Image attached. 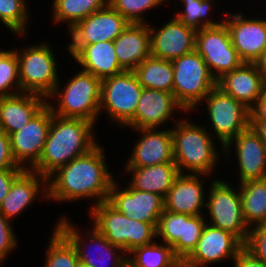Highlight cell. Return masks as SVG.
<instances>
[{
    "mask_svg": "<svg viewBox=\"0 0 266 267\" xmlns=\"http://www.w3.org/2000/svg\"><path fill=\"white\" fill-rule=\"evenodd\" d=\"M100 142L89 152L59 167L48 177V200L58 204L91 201L90 207L107 201L114 178ZM94 202V203H93Z\"/></svg>",
    "mask_w": 266,
    "mask_h": 267,
    "instance_id": "1",
    "label": "cell"
},
{
    "mask_svg": "<svg viewBox=\"0 0 266 267\" xmlns=\"http://www.w3.org/2000/svg\"><path fill=\"white\" fill-rule=\"evenodd\" d=\"M95 126L85 119L53 114L42 155L30 170L48 178L59 167L89 152L99 141Z\"/></svg>",
    "mask_w": 266,
    "mask_h": 267,
    "instance_id": "2",
    "label": "cell"
},
{
    "mask_svg": "<svg viewBox=\"0 0 266 267\" xmlns=\"http://www.w3.org/2000/svg\"><path fill=\"white\" fill-rule=\"evenodd\" d=\"M179 117L173 128L171 127L173 158L179 172L214 176L216 165L221 160L219 157L221 158L224 153L223 146L217 148L214 142L216 139L206 130L203 123L196 124L189 120L187 115L186 118Z\"/></svg>",
    "mask_w": 266,
    "mask_h": 267,
    "instance_id": "3",
    "label": "cell"
},
{
    "mask_svg": "<svg viewBox=\"0 0 266 267\" xmlns=\"http://www.w3.org/2000/svg\"><path fill=\"white\" fill-rule=\"evenodd\" d=\"M61 81L59 79L53 93L47 98V105L53 114L62 118H81L97 125L100 122L102 80L80 69L66 84H61Z\"/></svg>",
    "mask_w": 266,
    "mask_h": 267,
    "instance_id": "4",
    "label": "cell"
},
{
    "mask_svg": "<svg viewBox=\"0 0 266 267\" xmlns=\"http://www.w3.org/2000/svg\"><path fill=\"white\" fill-rule=\"evenodd\" d=\"M94 226L113 245L122 248L127 254L134 248L148 245L157 240V225L130 219L118 212L107 201L88 209Z\"/></svg>",
    "mask_w": 266,
    "mask_h": 267,
    "instance_id": "5",
    "label": "cell"
},
{
    "mask_svg": "<svg viewBox=\"0 0 266 267\" xmlns=\"http://www.w3.org/2000/svg\"><path fill=\"white\" fill-rule=\"evenodd\" d=\"M49 44L47 40L24 45L20 49L13 48L18 58L21 92L37 94L46 99L53 93L60 72L56 59L58 54Z\"/></svg>",
    "mask_w": 266,
    "mask_h": 267,
    "instance_id": "6",
    "label": "cell"
},
{
    "mask_svg": "<svg viewBox=\"0 0 266 267\" xmlns=\"http://www.w3.org/2000/svg\"><path fill=\"white\" fill-rule=\"evenodd\" d=\"M171 62L174 97L187 113H194L204 98L217 86V80L196 50Z\"/></svg>",
    "mask_w": 266,
    "mask_h": 267,
    "instance_id": "7",
    "label": "cell"
},
{
    "mask_svg": "<svg viewBox=\"0 0 266 267\" xmlns=\"http://www.w3.org/2000/svg\"><path fill=\"white\" fill-rule=\"evenodd\" d=\"M220 179L209 181L211 184L206 193L208 197H206L204 217L208 218H206L208 224L233 234L245 245L250 227L243 215L239 186L236 185L238 189H235L233 187L235 184Z\"/></svg>",
    "mask_w": 266,
    "mask_h": 267,
    "instance_id": "8",
    "label": "cell"
},
{
    "mask_svg": "<svg viewBox=\"0 0 266 267\" xmlns=\"http://www.w3.org/2000/svg\"><path fill=\"white\" fill-rule=\"evenodd\" d=\"M56 228L75 247L79 260L89 267H120L127 259V253L111 244L94 226L83 231L68 215L62 214L57 219Z\"/></svg>",
    "mask_w": 266,
    "mask_h": 267,
    "instance_id": "9",
    "label": "cell"
},
{
    "mask_svg": "<svg viewBox=\"0 0 266 267\" xmlns=\"http://www.w3.org/2000/svg\"><path fill=\"white\" fill-rule=\"evenodd\" d=\"M203 104H207L203 108L207 110L205 114L208 116L205 118L210 123L205 128L220 146L224 147L250 126V109L217 86L199 104L200 109Z\"/></svg>",
    "mask_w": 266,
    "mask_h": 267,
    "instance_id": "10",
    "label": "cell"
},
{
    "mask_svg": "<svg viewBox=\"0 0 266 267\" xmlns=\"http://www.w3.org/2000/svg\"><path fill=\"white\" fill-rule=\"evenodd\" d=\"M143 87L133 71L102 79L99 119L105 116L114 126L126 128L134 119ZM105 111V112H104ZM105 115H103L104 113Z\"/></svg>",
    "mask_w": 266,
    "mask_h": 267,
    "instance_id": "11",
    "label": "cell"
},
{
    "mask_svg": "<svg viewBox=\"0 0 266 267\" xmlns=\"http://www.w3.org/2000/svg\"><path fill=\"white\" fill-rule=\"evenodd\" d=\"M196 51L202 56L216 80L244 63L232 45L229 30L224 22L215 27L197 30Z\"/></svg>",
    "mask_w": 266,
    "mask_h": 267,
    "instance_id": "12",
    "label": "cell"
},
{
    "mask_svg": "<svg viewBox=\"0 0 266 267\" xmlns=\"http://www.w3.org/2000/svg\"><path fill=\"white\" fill-rule=\"evenodd\" d=\"M223 149L226 162L232 161V154L237 159L238 184L266 178V145L252 127L239 133Z\"/></svg>",
    "mask_w": 266,
    "mask_h": 267,
    "instance_id": "13",
    "label": "cell"
},
{
    "mask_svg": "<svg viewBox=\"0 0 266 267\" xmlns=\"http://www.w3.org/2000/svg\"><path fill=\"white\" fill-rule=\"evenodd\" d=\"M222 12L239 57L244 63H256L266 50V17L251 18L242 11Z\"/></svg>",
    "mask_w": 266,
    "mask_h": 267,
    "instance_id": "14",
    "label": "cell"
},
{
    "mask_svg": "<svg viewBox=\"0 0 266 267\" xmlns=\"http://www.w3.org/2000/svg\"><path fill=\"white\" fill-rule=\"evenodd\" d=\"M53 112L46 104L19 131L11 133V152L16 163L26 170H30L40 159Z\"/></svg>",
    "mask_w": 266,
    "mask_h": 267,
    "instance_id": "15",
    "label": "cell"
},
{
    "mask_svg": "<svg viewBox=\"0 0 266 267\" xmlns=\"http://www.w3.org/2000/svg\"><path fill=\"white\" fill-rule=\"evenodd\" d=\"M114 180L107 202L130 219L158 224L164 211V197L152 192L135 190L128 183Z\"/></svg>",
    "mask_w": 266,
    "mask_h": 267,
    "instance_id": "16",
    "label": "cell"
},
{
    "mask_svg": "<svg viewBox=\"0 0 266 267\" xmlns=\"http://www.w3.org/2000/svg\"><path fill=\"white\" fill-rule=\"evenodd\" d=\"M243 247L233 234L206 223L196 248L182 262V267H207L223 260L232 263Z\"/></svg>",
    "mask_w": 266,
    "mask_h": 267,
    "instance_id": "17",
    "label": "cell"
},
{
    "mask_svg": "<svg viewBox=\"0 0 266 267\" xmlns=\"http://www.w3.org/2000/svg\"><path fill=\"white\" fill-rule=\"evenodd\" d=\"M181 112L188 114L176 101L173 93L143 88L134 119L126 126L129 128L127 131L168 127L167 124L170 121L173 124L179 120L175 113L182 114Z\"/></svg>",
    "mask_w": 266,
    "mask_h": 267,
    "instance_id": "18",
    "label": "cell"
},
{
    "mask_svg": "<svg viewBox=\"0 0 266 267\" xmlns=\"http://www.w3.org/2000/svg\"><path fill=\"white\" fill-rule=\"evenodd\" d=\"M172 17L161 26L148 23L151 55L170 61L196 50L197 34V30Z\"/></svg>",
    "mask_w": 266,
    "mask_h": 267,
    "instance_id": "19",
    "label": "cell"
},
{
    "mask_svg": "<svg viewBox=\"0 0 266 267\" xmlns=\"http://www.w3.org/2000/svg\"><path fill=\"white\" fill-rule=\"evenodd\" d=\"M140 134L123 167H148L174 163L173 136L169 128L131 129ZM139 132V133H138Z\"/></svg>",
    "mask_w": 266,
    "mask_h": 267,
    "instance_id": "20",
    "label": "cell"
},
{
    "mask_svg": "<svg viewBox=\"0 0 266 267\" xmlns=\"http://www.w3.org/2000/svg\"><path fill=\"white\" fill-rule=\"evenodd\" d=\"M128 25L129 22L108 3L68 31L71 38L68 44L114 41Z\"/></svg>",
    "mask_w": 266,
    "mask_h": 267,
    "instance_id": "21",
    "label": "cell"
},
{
    "mask_svg": "<svg viewBox=\"0 0 266 267\" xmlns=\"http://www.w3.org/2000/svg\"><path fill=\"white\" fill-rule=\"evenodd\" d=\"M210 176L203 174L180 173L164 197V210L172 213L205 215L206 180ZM206 187V188H205ZM204 210V213H203Z\"/></svg>",
    "mask_w": 266,
    "mask_h": 267,
    "instance_id": "22",
    "label": "cell"
},
{
    "mask_svg": "<svg viewBox=\"0 0 266 267\" xmlns=\"http://www.w3.org/2000/svg\"><path fill=\"white\" fill-rule=\"evenodd\" d=\"M48 200V178L25 170L12 184L0 205V213L13 222L37 200ZM34 202V203H33ZM19 215V216H18Z\"/></svg>",
    "mask_w": 266,
    "mask_h": 267,
    "instance_id": "23",
    "label": "cell"
},
{
    "mask_svg": "<svg viewBox=\"0 0 266 267\" xmlns=\"http://www.w3.org/2000/svg\"><path fill=\"white\" fill-rule=\"evenodd\" d=\"M66 49L74 62L81 66V70L101 80L124 72L118 63L113 41L67 44Z\"/></svg>",
    "mask_w": 266,
    "mask_h": 267,
    "instance_id": "24",
    "label": "cell"
},
{
    "mask_svg": "<svg viewBox=\"0 0 266 267\" xmlns=\"http://www.w3.org/2000/svg\"><path fill=\"white\" fill-rule=\"evenodd\" d=\"M217 87L250 109L266 91V82L256 63H243L218 79Z\"/></svg>",
    "mask_w": 266,
    "mask_h": 267,
    "instance_id": "25",
    "label": "cell"
},
{
    "mask_svg": "<svg viewBox=\"0 0 266 267\" xmlns=\"http://www.w3.org/2000/svg\"><path fill=\"white\" fill-rule=\"evenodd\" d=\"M113 44L120 67L124 71H133L151 55L148 23H129Z\"/></svg>",
    "mask_w": 266,
    "mask_h": 267,
    "instance_id": "26",
    "label": "cell"
},
{
    "mask_svg": "<svg viewBox=\"0 0 266 267\" xmlns=\"http://www.w3.org/2000/svg\"><path fill=\"white\" fill-rule=\"evenodd\" d=\"M46 104L45 97L32 93L0 97V130L8 135L19 131Z\"/></svg>",
    "mask_w": 266,
    "mask_h": 267,
    "instance_id": "27",
    "label": "cell"
},
{
    "mask_svg": "<svg viewBox=\"0 0 266 267\" xmlns=\"http://www.w3.org/2000/svg\"><path fill=\"white\" fill-rule=\"evenodd\" d=\"M131 179L128 184L135 190L152 192L165 197L180 174L175 163H162L148 167H123Z\"/></svg>",
    "mask_w": 266,
    "mask_h": 267,
    "instance_id": "28",
    "label": "cell"
},
{
    "mask_svg": "<svg viewBox=\"0 0 266 267\" xmlns=\"http://www.w3.org/2000/svg\"><path fill=\"white\" fill-rule=\"evenodd\" d=\"M133 72L143 88L173 93V65L170 60L150 55Z\"/></svg>",
    "mask_w": 266,
    "mask_h": 267,
    "instance_id": "29",
    "label": "cell"
},
{
    "mask_svg": "<svg viewBox=\"0 0 266 267\" xmlns=\"http://www.w3.org/2000/svg\"><path fill=\"white\" fill-rule=\"evenodd\" d=\"M238 186L247 225L251 228L266 224V178L248 181Z\"/></svg>",
    "mask_w": 266,
    "mask_h": 267,
    "instance_id": "30",
    "label": "cell"
},
{
    "mask_svg": "<svg viewBox=\"0 0 266 267\" xmlns=\"http://www.w3.org/2000/svg\"><path fill=\"white\" fill-rule=\"evenodd\" d=\"M108 0H53L51 14L53 24H67L70 30L79 21L105 7Z\"/></svg>",
    "mask_w": 266,
    "mask_h": 267,
    "instance_id": "31",
    "label": "cell"
},
{
    "mask_svg": "<svg viewBox=\"0 0 266 267\" xmlns=\"http://www.w3.org/2000/svg\"><path fill=\"white\" fill-rule=\"evenodd\" d=\"M127 255L137 267H182V262L175 256L172 247L157 240L136 247Z\"/></svg>",
    "mask_w": 266,
    "mask_h": 267,
    "instance_id": "32",
    "label": "cell"
},
{
    "mask_svg": "<svg viewBox=\"0 0 266 267\" xmlns=\"http://www.w3.org/2000/svg\"><path fill=\"white\" fill-rule=\"evenodd\" d=\"M215 0H179L182 9L175 11V17L186 26L200 30L205 27H215L224 22V18L215 20L212 14ZM212 12V13H211ZM210 15V16H209ZM213 19H212V18Z\"/></svg>",
    "mask_w": 266,
    "mask_h": 267,
    "instance_id": "33",
    "label": "cell"
},
{
    "mask_svg": "<svg viewBox=\"0 0 266 267\" xmlns=\"http://www.w3.org/2000/svg\"><path fill=\"white\" fill-rule=\"evenodd\" d=\"M28 0H0V22L9 33L26 38L29 32L30 4ZM25 36V37H24Z\"/></svg>",
    "mask_w": 266,
    "mask_h": 267,
    "instance_id": "34",
    "label": "cell"
},
{
    "mask_svg": "<svg viewBox=\"0 0 266 267\" xmlns=\"http://www.w3.org/2000/svg\"><path fill=\"white\" fill-rule=\"evenodd\" d=\"M53 227L48 239L43 267H76L79 257L72 243L56 228Z\"/></svg>",
    "mask_w": 266,
    "mask_h": 267,
    "instance_id": "35",
    "label": "cell"
},
{
    "mask_svg": "<svg viewBox=\"0 0 266 267\" xmlns=\"http://www.w3.org/2000/svg\"><path fill=\"white\" fill-rule=\"evenodd\" d=\"M21 93L16 51L0 47V97Z\"/></svg>",
    "mask_w": 266,
    "mask_h": 267,
    "instance_id": "36",
    "label": "cell"
},
{
    "mask_svg": "<svg viewBox=\"0 0 266 267\" xmlns=\"http://www.w3.org/2000/svg\"><path fill=\"white\" fill-rule=\"evenodd\" d=\"M206 223L204 215L192 216L184 214L183 238H179L178 242L172 247L175 256L181 262L196 248Z\"/></svg>",
    "mask_w": 266,
    "mask_h": 267,
    "instance_id": "37",
    "label": "cell"
},
{
    "mask_svg": "<svg viewBox=\"0 0 266 267\" xmlns=\"http://www.w3.org/2000/svg\"><path fill=\"white\" fill-rule=\"evenodd\" d=\"M168 1L169 0H108V3L129 23H149L150 21L147 20V15L145 14H149L150 10L160 8L162 5H168L164 4L165 2L168 3Z\"/></svg>",
    "mask_w": 266,
    "mask_h": 267,
    "instance_id": "38",
    "label": "cell"
},
{
    "mask_svg": "<svg viewBox=\"0 0 266 267\" xmlns=\"http://www.w3.org/2000/svg\"><path fill=\"white\" fill-rule=\"evenodd\" d=\"M183 230L184 214L172 213L164 210L159 217L156 228L157 240L173 247L178 242L179 238H183Z\"/></svg>",
    "mask_w": 266,
    "mask_h": 267,
    "instance_id": "39",
    "label": "cell"
},
{
    "mask_svg": "<svg viewBox=\"0 0 266 267\" xmlns=\"http://www.w3.org/2000/svg\"><path fill=\"white\" fill-rule=\"evenodd\" d=\"M13 222L6 219L0 213V267H2L5 261L8 259L10 253H13L17 249L20 241L13 228ZM19 241V242H18Z\"/></svg>",
    "mask_w": 266,
    "mask_h": 267,
    "instance_id": "40",
    "label": "cell"
},
{
    "mask_svg": "<svg viewBox=\"0 0 266 267\" xmlns=\"http://www.w3.org/2000/svg\"><path fill=\"white\" fill-rule=\"evenodd\" d=\"M244 247L266 264V224L250 228L249 237Z\"/></svg>",
    "mask_w": 266,
    "mask_h": 267,
    "instance_id": "41",
    "label": "cell"
},
{
    "mask_svg": "<svg viewBox=\"0 0 266 267\" xmlns=\"http://www.w3.org/2000/svg\"><path fill=\"white\" fill-rule=\"evenodd\" d=\"M22 168L13 158L11 152L10 136L0 130V170Z\"/></svg>",
    "mask_w": 266,
    "mask_h": 267,
    "instance_id": "42",
    "label": "cell"
},
{
    "mask_svg": "<svg viewBox=\"0 0 266 267\" xmlns=\"http://www.w3.org/2000/svg\"><path fill=\"white\" fill-rule=\"evenodd\" d=\"M24 168L0 170V205L7 196L13 182L25 171Z\"/></svg>",
    "mask_w": 266,
    "mask_h": 267,
    "instance_id": "43",
    "label": "cell"
},
{
    "mask_svg": "<svg viewBox=\"0 0 266 267\" xmlns=\"http://www.w3.org/2000/svg\"><path fill=\"white\" fill-rule=\"evenodd\" d=\"M233 267H266V264L256 258L245 247H243L237 257L232 261Z\"/></svg>",
    "mask_w": 266,
    "mask_h": 267,
    "instance_id": "44",
    "label": "cell"
},
{
    "mask_svg": "<svg viewBox=\"0 0 266 267\" xmlns=\"http://www.w3.org/2000/svg\"><path fill=\"white\" fill-rule=\"evenodd\" d=\"M250 121H266V91L250 108Z\"/></svg>",
    "mask_w": 266,
    "mask_h": 267,
    "instance_id": "45",
    "label": "cell"
},
{
    "mask_svg": "<svg viewBox=\"0 0 266 267\" xmlns=\"http://www.w3.org/2000/svg\"><path fill=\"white\" fill-rule=\"evenodd\" d=\"M250 127L253 128L266 145V121H250Z\"/></svg>",
    "mask_w": 266,
    "mask_h": 267,
    "instance_id": "46",
    "label": "cell"
},
{
    "mask_svg": "<svg viewBox=\"0 0 266 267\" xmlns=\"http://www.w3.org/2000/svg\"><path fill=\"white\" fill-rule=\"evenodd\" d=\"M258 69L260 71V73L263 75V78L266 82V50L264 51V53L262 54V56L260 57V59L256 62Z\"/></svg>",
    "mask_w": 266,
    "mask_h": 267,
    "instance_id": "47",
    "label": "cell"
},
{
    "mask_svg": "<svg viewBox=\"0 0 266 267\" xmlns=\"http://www.w3.org/2000/svg\"><path fill=\"white\" fill-rule=\"evenodd\" d=\"M120 267H137L130 259H126Z\"/></svg>",
    "mask_w": 266,
    "mask_h": 267,
    "instance_id": "48",
    "label": "cell"
},
{
    "mask_svg": "<svg viewBox=\"0 0 266 267\" xmlns=\"http://www.w3.org/2000/svg\"><path fill=\"white\" fill-rule=\"evenodd\" d=\"M76 267H89L88 265H86L84 262L82 261H78L77 264H76Z\"/></svg>",
    "mask_w": 266,
    "mask_h": 267,
    "instance_id": "49",
    "label": "cell"
}]
</instances>
